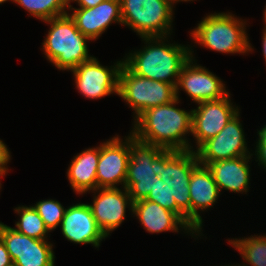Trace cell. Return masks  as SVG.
Here are the masks:
<instances>
[{"label":"cell","instance_id":"cell-3","mask_svg":"<svg viewBox=\"0 0 266 266\" xmlns=\"http://www.w3.org/2000/svg\"><path fill=\"white\" fill-rule=\"evenodd\" d=\"M44 22L50 24V29L42 49L47 60L58 69L71 71L93 57L88 54L90 39L77 29L70 13Z\"/></svg>","mask_w":266,"mask_h":266},{"label":"cell","instance_id":"cell-30","mask_svg":"<svg viewBox=\"0 0 266 266\" xmlns=\"http://www.w3.org/2000/svg\"><path fill=\"white\" fill-rule=\"evenodd\" d=\"M77 2L79 7H82V8H92V7H95L96 5H98L99 3H101L102 1L104 0H69V3L70 2Z\"/></svg>","mask_w":266,"mask_h":266},{"label":"cell","instance_id":"cell-26","mask_svg":"<svg viewBox=\"0 0 266 266\" xmlns=\"http://www.w3.org/2000/svg\"><path fill=\"white\" fill-rule=\"evenodd\" d=\"M172 188L169 187L163 180L156 176L154 186L146 200L157 203L163 208L176 214V202L173 198Z\"/></svg>","mask_w":266,"mask_h":266},{"label":"cell","instance_id":"cell-31","mask_svg":"<svg viewBox=\"0 0 266 266\" xmlns=\"http://www.w3.org/2000/svg\"><path fill=\"white\" fill-rule=\"evenodd\" d=\"M258 141L256 145H263L266 143V125H264L260 130H258Z\"/></svg>","mask_w":266,"mask_h":266},{"label":"cell","instance_id":"cell-2","mask_svg":"<svg viewBox=\"0 0 266 266\" xmlns=\"http://www.w3.org/2000/svg\"><path fill=\"white\" fill-rule=\"evenodd\" d=\"M167 37L141 38L147 45L128 53L123 64L136 75L176 87L182 68L191 58V47L166 43Z\"/></svg>","mask_w":266,"mask_h":266},{"label":"cell","instance_id":"cell-32","mask_svg":"<svg viewBox=\"0 0 266 266\" xmlns=\"http://www.w3.org/2000/svg\"><path fill=\"white\" fill-rule=\"evenodd\" d=\"M262 52H263V56L265 58V62H266V26L263 29V34H262Z\"/></svg>","mask_w":266,"mask_h":266},{"label":"cell","instance_id":"cell-12","mask_svg":"<svg viewBox=\"0 0 266 266\" xmlns=\"http://www.w3.org/2000/svg\"><path fill=\"white\" fill-rule=\"evenodd\" d=\"M191 49V58L184 65L178 77L176 85V98L179 91L184 90L193 102L219 100L230 94L225 88L223 81L205 67L197 65ZM195 64H194V62ZM180 89V90H179Z\"/></svg>","mask_w":266,"mask_h":266},{"label":"cell","instance_id":"cell-22","mask_svg":"<svg viewBox=\"0 0 266 266\" xmlns=\"http://www.w3.org/2000/svg\"><path fill=\"white\" fill-rule=\"evenodd\" d=\"M228 241L251 266H266V235H251L247 238H235V240L233 238ZM239 266L241 265L239 264ZM242 266H246V264Z\"/></svg>","mask_w":266,"mask_h":266},{"label":"cell","instance_id":"cell-24","mask_svg":"<svg viewBox=\"0 0 266 266\" xmlns=\"http://www.w3.org/2000/svg\"><path fill=\"white\" fill-rule=\"evenodd\" d=\"M30 15L45 21L68 14L69 0H15Z\"/></svg>","mask_w":266,"mask_h":266},{"label":"cell","instance_id":"cell-20","mask_svg":"<svg viewBox=\"0 0 266 266\" xmlns=\"http://www.w3.org/2000/svg\"><path fill=\"white\" fill-rule=\"evenodd\" d=\"M251 156L237 157L209 163L207 167L213 174L219 191L223 189L234 193L249 192Z\"/></svg>","mask_w":266,"mask_h":266},{"label":"cell","instance_id":"cell-8","mask_svg":"<svg viewBox=\"0 0 266 266\" xmlns=\"http://www.w3.org/2000/svg\"><path fill=\"white\" fill-rule=\"evenodd\" d=\"M163 148L138 140L130 133V160L124 187L132 202L146 199L159 177Z\"/></svg>","mask_w":266,"mask_h":266},{"label":"cell","instance_id":"cell-11","mask_svg":"<svg viewBox=\"0 0 266 266\" xmlns=\"http://www.w3.org/2000/svg\"><path fill=\"white\" fill-rule=\"evenodd\" d=\"M123 60L108 68L102 66L93 56L71 70L74 74L76 88L88 99H99L112 93L118 95L119 73Z\"/></svg>","mask_w":266,"mask_h":266},{"label":"cell","instance_id":"cell-9","mask_svg":"<svg viewBox=\"0 0 266 266\" xmlns=\"http://www.w3.org/2000/svg\"><path fill=\"white\" fill-rule=\"evenodd\" d=\"M0 237L4 241L14 266H55L53 244L47 239H35L0 222Z\"/></svg>","mask_w":266,"mask_h":266},{"label":"cell","instance_id":"cell-25","mask_svg":"<svg viewBox=\"0 0 266 266\" xmlns=\"http://www.w3.org/2000/svg\"><path fill=\"white\" fill-rule=\"evenodd\" d=\"M49 232L60 226L66 208L57 200L47 199L33 205Z\"/></svg>","mask_w":266,"mask_h":266},{"label":"cell","instance_id":"cell-27","mask_svg":"<svg viewBox=\"0 0 266 266\" xmlns=\"http://www.w3.org/2000/svg\"><path fill=\"white\" fill-rule=\"evenodd\" d=\"M11 158L10 151L6 147V144L0 140V177L5 176L8 173L7 164Z\"/></svg>","mask_w":266,"mask_h":266},{"label":"cell","instance_id":"cell-33","mask_svg":"<svg viewBox=\"0 0 266 266\" xmlns=\"http://www.w3.org/2000/svg\"><path fill=\"white\" fill-rule=\"evenodd\" d=\"M172 4H174V3H177V2H180V1H184V2H188V1H193V0H169Z\"/></svg>","mask_w":266,"mask_h":266},{"label":"cell","instance_id":"cell-29","mask_svg":"<svg viewBox=\"0 0 266 266\" xmlns=\"http://www.w3.org/2000/svg\"><path fill=\"white\" fill-rule=\"evenodd\" d=\"M255 155L257 156L258 164L266 169V143L263 145H256Z\"/></svg>","mask_w":266,"mask_h":266},{"label":"cell","instance_id":"cell-23","mask_svg":"<svg viewBox=\"0 0 266 266\" xmlns=\"http://www.w3.org/2000/svg\"><path fill=\"white\" fill-rule=\"evenodd\" d=\"M15 213L20 216L19 221L15 223L16 231L35 239H46L49 233L44 221L39 216L33 206H18Z\"/></svg>","mask_w":266,"mask_h":266},{"label":"cell","instance_id":"cell-5","mask_svg":"<svg viewBox=\"0 0 266 266\" xmlns=\"http://www.w3.org/2000/svg\"><path fill=\"white\" fill-rule=\"evenodd\" d=\"M199 164L195 151L160 152L159 177L172 188L176 202V215L191 229V198L189 181L193 169Z\"/></svg>","mask_w":266,"mask_h":266},{"label":"cell","instance_id":"cell-18","mask_svg":"<svg viewBox=\"0 0 266 266\" xmlns=\"http://www.w3.org/2000/svg\"><path fill=\"white\" fill-rule=\"evenodd\" d=\"M189 192L191 198V230L199 236L202 231V217L200 211H204L214 206L220 196L218 185L210 169L202 164H198L192 171L189 181Z\"/></svg>","mask_w":266,"mask_h":266},{"label":"cell","instance_id":"cell-16","mask_svg":"<svg viewBox=\"0 0 266 266\" xmlns=\"http://www.w3.org/2000/svg\"><path fill=\"white\" fill-rule=\"evenodd\" d=\"M70 17L77 29L90 40L98 39L113 23L122 24L120 0H104L92 8H73Z\"/></svg>","mask_w":266,"mask_h":266},{"label":"cell","instance_id":"cell-21","mask_svg":"<svg viewBox=\"0 0 266 266\" xmlns=\"http://www.w3.org/2000/svg\"><path fill=\"white\" fill-rule=\"evenodd\" d=\"M100 158V145L78 153L67 169L69 183L77 194H85L97 189V165Z\"/></svg>","mask_w":266,"mask_h":266},{"label":"cell","instance_id":"cell-19","mask_svg":"<svg viewBox=\"0 0 266 266\" xmlns=\"http://www.w3.org/2000/svg\"><path fill=\"white\" fill-rule=\"evenodd\" d=\"M136 215L144 229L148 233H161L167 231L179 232L180 228L185 232H194L174 213L157 203L142 199L133 203L132 215Z\"/></svg>","mask_w":266,"mask_h":266},{"label":"cell","instance_id":"cell-15","mask_svg":"<svg viewBox=\"0 0 266 266\" xmlns=\"http://www.w3.org/2000/svg\"><path fill=\"white\" fill-rule=\"evenodd\" d=\"M123 189L97 188L90 191L94 192L95 195L93 204L88 205L98 227L106 237L122 224L125 219L126 208L130 207L129 209L132 211L133 202L127 189L125 187Z\"/></svg>","mask_w":266,"mask_h":266},{"label":"cell","instance_id":"cell-7","mask_svg":"<svg viewBox=\"0 0 266 266\" xmlns=\"http://www.w3.org/2000/svg\"><path fill=\"white\" fill-rule=\"evenodd\" d=\"M118 96L134 111V120L145 110L176 99L174 85L147 79L131 72L124 64L119 73Z\"/></svg>","mask_w":266,"mask_h":266},{"label":"cell","instance_id":"cell-17","mask_svg":"<svg viewBox=\"0 0 266 266\" xmlns=\"http://www.w3.org/2000/svg\"><path fill=\"white\" fill-rule=\"evenodd\" d=\"M60 226L63 236L76 244H92L98 248L101 241L106 238L86 203L66 208Z\"/></svg>","mask_w":266,"mask_h":266},{"label":"cell","instance_id":"cell-14","mask_svg":"<svg viewBox=\"0 0 266 266\" xmlns=\"http://www.w3.org/2000/svg\"><path fill=\"white\" fill-rule=\"evenodd\" d=\"M230 95L198 103L197 109H192V133L197 145L196 150L207 140L215 137L234 117L239 108L232 105Z\"/></svg>","mask_w":266,"mask_h":266},{"label":"cell","instance_id":"cell-10","mask_svg":"<svg viewBox=\"0 0 266 266\" xmlns=\"http://www.w3.org/2000/svg\"><path fill=\"white\" fill-rule=\"evenodd\" d=\"M239 114L240 112L232 117L215 137L205 141L195 150L200 164L207 166L220 160L254 155L247 149Z\"/></svg>","mask_w":266,"mask_h":266},{"label":"cell","instance_id":"cell-1","mask_svg":"<svg viewBox=\"0 0 266 266\" xmlns=\"http://www.w3.org/2000/svg\"><path fill=\"white\" fill-rule=\"evenodd\" d=\"M178 98L165 105L143 111L134 121L130 132L138 140L163 149L174 151L192 150L188 133H192V109L187 112L176 107Z\"/></svg>","mask_w":266,"mask_h":266},{"label":"cell","instance_id":"cell-34","mask_svg":"<svg viewBox=\"0 0 266 266\" xmlns=\"http://www.w3.org/2000/svg\"><path fill=\"white\" fill-rule=\"evenodd\" d=\"M263 15H264V22H265L264 24H266V6H265V9H264V14Z\"/></svg>","mask_w":266,"mask_h":266},{"label":"cell","instance_id":"cell-4","mask_svg":"<svg viewBox=\"0 0 266 266\" xmlns=\"http://www.w3.org/2000/svg\"><path fill=\"white\" fill-rule=\"evenodd\" d=\"M239 19L231 13L210 14L191 31V37L194 43L219 53L252 52L245 28L246 21Z\"/></svg>","mask_w":266,"mask_h":266},{"label":"cell","instance_id":"cell-35","mask_svg":"<svg viewBox=\"0 0 266 266\" xmlns=\"http://www.w3.org/2000/svg\"><path fill=\"white\" fill-rule=\"evenodd\" d=\"M6 1H9V0H0V4L4 3ZM11 1H13L15 3V0H11Z\"/></svg>","mask_w":266,"mask_h":266},{"label":"cell","instance_id":"cell-13","mask_svg":"<svg viewBox=\"0 0 266 266\" xmlns=\"http://www.w3.org/2000/svg\"><path fill=\"white\" fill-rule=\"evenodd\" d=\"M119 137L117 135L100 144L97 188H118L116 185H125L130 160V134L124 141Z\"/></svg>","mask_w":266,"mask_h":266},{"label":"cell","instance_id":"cell-28","mask_svg":"<svg viewBox=\"0 0 266 266\" xmlns=\"http://www.w3.org/2000/svg\"><path fill=\"white\" fill-rule=\"evenodd\" d=\"M13 262L10 258L9 252L7 251L6 245L0 237V266H11Z\"/></svg>","mask_w":266,"mask_h":266},{"label":"cell","instance_id":"cell-6","mask_svg":"<svg viewBox=\"0 0 266 266\" xmlns=\"http://www.w3.org/2000/svg\"><path fill=\"white\" fill-rule=\"evenodd\" d=\"M122 25L141 38L169 36L173 7L169 0H120Z\"/></svg>","mask_w":266,"mask_h":266}]
</instances>
